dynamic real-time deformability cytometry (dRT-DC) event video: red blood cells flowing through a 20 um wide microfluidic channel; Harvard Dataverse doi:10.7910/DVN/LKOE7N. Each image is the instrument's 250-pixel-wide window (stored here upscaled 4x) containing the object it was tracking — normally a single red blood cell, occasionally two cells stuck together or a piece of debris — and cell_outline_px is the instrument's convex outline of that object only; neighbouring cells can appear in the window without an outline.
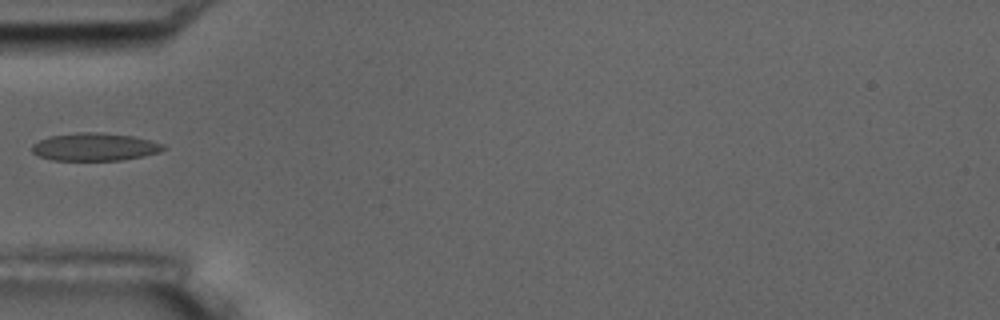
{"species": "common noctule bat (a hibernating species)", "species_latin": "Nyctalus noctula", "temperature_condition": "room temperature", "stored_images_in_passage": 2, "camera_frame_rate_fps": 3000, "um_per_image_px": 0.085, "animal": {"sex": "male", "body_mass_g": 17.5, "forearm_length_mm": 52.3}, "frame": {"image": 1, "passage_image": 1, "time_ms": 0.0, "image_size_px": [1000, 320], "cell_outline_px": [[168, 148], [160, 152], [144, 156], [120, 160], [52, 160], [40, 156], [32, 152], [32, 144], [48, 136], [76, 132], [100, 132], [132, 136], [164, 144]], "centroid_in_image_um": [8.06, 12.48], "position_along_channel_um": 76.9, "area_um2": 21.33}}